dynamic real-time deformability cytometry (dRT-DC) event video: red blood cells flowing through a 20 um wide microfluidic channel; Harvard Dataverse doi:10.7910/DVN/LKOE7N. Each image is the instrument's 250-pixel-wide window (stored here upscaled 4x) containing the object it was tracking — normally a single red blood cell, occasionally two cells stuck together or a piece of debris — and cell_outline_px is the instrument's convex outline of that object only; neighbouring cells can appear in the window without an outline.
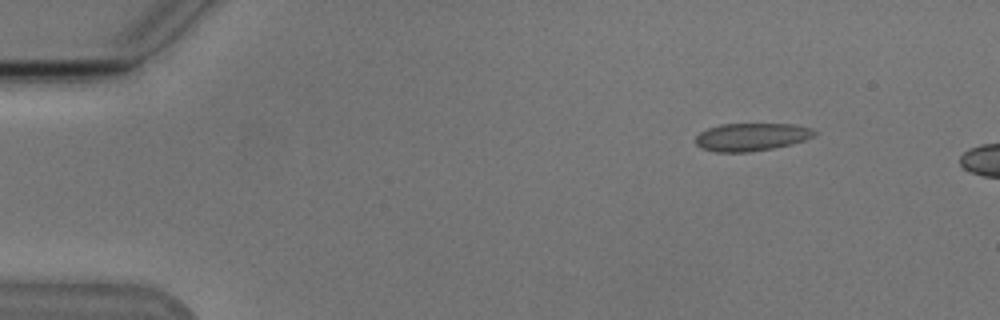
{"species": "Egyptian fruit bat (a non-hibernating species)", "species_latin": "Rousettus aegyptiacus", "temperature_condition": "cold", "stored_images_in_passage": 5, "camera_frame_rate_fps": 3000, "um_per_image_px": 0.085, "animal": {"sex": "male"}, "frame": {"image": 1, "passage_image": 1, "time_ms": 0.0, "image_size_px": [1000, 320], "cell_outline_px": [[816, 136], [804, 140], [772, 148], [748, 152], [716, 152], [700, 148], [696, 144], [696, 136], [700, 132], [708, 128], [720, 124], [796, 124], [812, 128], [816, 132]], "centroid_in_image_um": [63.86, 11.63], "position_along_channel_um": 21.1, "area_um2": 19.25}}